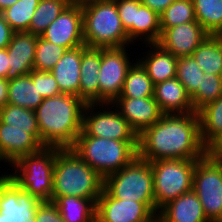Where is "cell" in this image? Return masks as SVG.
<instances>
[{
  "label": "cell",
  "mask_w": 222,
  "mask_h": 222,
  "mask_svg": "<svg viewBox=\"0 0 222 222\" xmlns=\"http://www.w3.org/2000/svg\"><path fill=\"white\" fill-rule=\"evenodd\" d=\"M205 155L198 112L163 114L138 135V157L145 161L199 160Z\"/></svg>",
  "instance_id": "obj_1"
},
{
  "label": "cell",
  "mask_w": 222,
  "mask_h": 222,
  "mask_svg": "<svg viewBox=\"0 0 222 222\" xmlns=\"http://www.w3.org/2000/svg\"><path fill=\"white\" fill-rule=\"evenodd\" d=\"M86 103L78 96L59 94L44 98L35 109L40 144L61 149L71 148L82 131Z\"/></svg>",
  "instance_id": "obj_2"
},
{
  "label": "cell",
  "mask_w": 222,
  "mask_h": 222,
  "mask_svg": "<svg viewBox=\"0 0 222 222\" xmlns=\"http://www.w3.org/2000/svg\"><path fill=\"white\" fill-rule=\"evenodd\" d=\"M104 189V178L85 163L71 148L59 149L53 172L51 201L60 196L98 199Z\"/></svg>",
  "instance_id": "obj_3"
},
{
  "label": "cell",
  "mask_w": 222,
  "mask_h": 222,
  "mask_svg": "<svg viewBox=\"0 0 222 222\" xmlns=\"http://www.w3.org/2000/svg\"><path fill=\"white\" fill-rule=\"evenodd\" d=\"M81 7L86 46L111 48L133 45L122 26L116 0H92L81 4Z\"/></svg>",
  "instance_id": "obj_4"
},
{
  "label": "cell",
  "mask_w": 222,
  "mask_h": 222,
  "mask_svg": "<svg viewBox=\"0 0 222 222\" xmlns=\"http://www.w3.org/2000/svg\"><path fill=\"white\" fill-rule=\"evenodd\" d=\"M71 149L105 179L138 156V141L87 136L81 131Z\"/></svg>",
  "instance_id": "obj_5"
},
{
  "label": "cell",
  "mask_w": 222,
  "mask_h": 222,
  "mask_svg": "<svg viewBox=\"0 0 222 222\" xmlns=\"http://www.w3.org/2000/svg\"><path fill=\"white\" fill-rule=\"evenodd\" d=\"M59 149L44 146L37 152L22 156L7 169L6 175L40 201H51L55 158Z\"/></svg>",
  "instance_id": "obj_6"
},
{
  "label": "cell",
  "mask_w": 222,
  "mask_h": 222,
  "mask_svg": "<svg viewBox=\"0 0 222 222\" xmlns=\"http://www.w3.org/2000/svg\"><path fill=\"white\" fill-rule=\"evenodd\" d=\"M104 189L114 198L144 202L155 211L152 167L138 156L121 170L104 179Z\"/></svg>",
  "instance_id": "obj_7"
},
{
  "label": "cell",
  "mask_w": 222,
  "mask_h": 222,
  "mask_svg": "<svg viewBox=\"0 0 222 222\" xmlns=\"http://www.w3.org/2000/svg\"><path fill=\"white\" fill-rule=\"evenodd\" d=\"M150 164L153 173L155 211L192 190L196 160L160 159Z\"/></svg>",
  "instance_id": "obj_8"
},
{
  "label": "cell",
  "mask_w": 222,
  "mask_h": 222,
  "mask_svg": "<svg viewBox=\"0 0 222 222\" xmlns=\"http://www.w3.org/2000/svg\"><path fill=\"white\" fill-rule=\"evenodd\" d=\"M82 131L87 136L118 141H138L137 133L118 110L109 103L85 105Z\"/></svg>",
  "instance_id": "obj_9"
},
{
  "label": "cell",
  "mask_w": 222,
  "mask_h": 222,
  "mask_svg": "<svg viewBox=\"0 0 222 222\" xmlns=\"http://www.w3.org/2000/svg\"><path fill=\"white\" fill-rule=\"evenodd\" d=\"M131 46L135 45L101 48L99 103L112 104L120 96L127 71L136 59L133 57H137V52H131Z\"/></svg>",
  "instance_id": "obj_10"
},
{
  "label": "cell",
  "mask_w": 222,
  "mask_h": 222,
  "mask_svg": "<svg viewBox=\"0 0 222 222\" xmlns=\"http://www.w3.org/2000/svg\"><path fill=\"white\" fill-rule=\"evenodd\" d=\"M192 190L198 196L209 222H222V169L205 155L196 160Z\"/></svg>",
  "instance_id": "obj_11"
},
{
  "label": "cell",
  "mask_w": 222,
  "mask_h": 222,
  "mask_svg": "<svg viewBox=\"0 0 222 222\" xmlns=\"http://www.w3.org/2000/svg\"><path fill=\"white\" fill-rule=\"evenodd\" d=\"M40 202L7 175L0 177V222H35Z\"/></svg>",
  "instance_id": "obj_12"
},
{
  "label": "cell",
  "mask_w": 222,
  "mask_h": 222,
  "mask_svg": "<svg viewBox=\"0 0 222 222\" xmlns=\"http://www.w3.org/2000/svg\"><path fill=\"white\" fill-rule=\"evenodd\" d=\"M41 37L66 50L83 46V10L81 4L71 3L46 28Z\"/></svg>",
  "instance_id": "obj_13"
},
{
  "label": "cell",
  "mask_w": 222,
  "mask_h": 222,
  "mask_svg": "<svg viewBox=\"0 0 222 222\" xmlns=\"http://www.w3.org/2000/svg\"><path fill=\"white\" fill-rule=\"evenodd\" d=\"M42 147L39 129L8 128L0 120V163L6 165V170L20 157L37 152Z\"/></svg>",
  "instance_id": "obj_14"
},
{
  "label": "cell",
  "mask_w": 222,
  "mask_h": 222,
  "mask_svg": "<svg viewBox=\"0 0 222 222\" xmlns=\"http://www.w3.org/2000/svg\"><path fill=\"white\" fill-rule=\"evenodd\" d=\"M208 35L196 20L161 31L160 38L156 44L177 58L192 56L194 50Z\"/></svg>",
  "instance_id": "obj_15"
},
{
  "label": "cell",
  "mask_w": 222,
  "mask_h": 222,
  "mask_svg": "<svg viewBox=\"0 0 222 222\" xmlns=\"http://www.w3.org/2000/svg\"><path fill=\"white\" fill-rule=\"evenodd\" d=\"M152 212L144 202L117 199L105 189L96 202V222H137Z\"/></svg>",
  "instance_id": "obj_16"
},
{
  "label": "cell",
  "mask_w": 222,
  "mask_h": 222,
  "mask_svg": "<svg viewBox=\"0 0 222 222\" xmlns=\"http://www.w3.org/2000/svg\"><path fill=\"white\" fill-rule=\"evenodd\" d=\"M112 105L126 119L137 135L155 124L163 115L154 96L144 98L118 97Z\"/></svg>",
  "instance_id": "obj_17"
},
{
  "label": "cell",
  "mask_w": 222,
  "mask_h": 222,
  "mask_svg": "<svg viewBox=\"0 0 222 222\" xmlns=\"http://www.w3.org/2000/svg\"><path fill=\"white\" fill-rule=\"evenodd\" d=\"M38 35L30 32H15L6 47L9 59V70L6 79L11 80L27 75L34 70V58Z\"/></svg>",
  "instance_id": "obj_18"
},
{
  "label": "cell",
  "mask_w": 222,
  "mask_h": 222,
  "mask_svg": "<svg viewBox=\"0 0 222 222\" xmlns=\"http://www.w3.org/2000/svg\"><path fill=\"white\" fill-rule=\"evenodd\" d=\"M146 49L144 53L138 55L137 60L145 68L152 83L155 85L159 82L169 80L176 77V68L178 58L172 53L163 50L158 44H144L142 47ZM148 48V49H147ZM141 57V58H140Z\"/></svg>",
  "instance_id": "obj_19"
},
{
  "label": "cell",
  "mask_w": 222,
  "mask_h": 222,
  "mask_svg": "<svg viewBox=\"0 0 222 222\" xmlns=\"http://www.w3.org/2000/svg\"><path fill=\"white\" fill-rule=\"evenodd\" d=\"M154 98L163 114L194 112L190 95L176 77L155 84Z\"/></svg>",
  "instance_id": "obj_20"
},
{
  "label": "cell",
  "mask_w": 222,
  "mask_h": 222,
  "mask_svg": "<svg viewBox=\"0 0 222 222\" xmlns=\"http://www.w3.org/2000/svg\"><path fill=\"white\" fill-rule=\"evenodd\" d=\"M101 48L82 46L79 97L86 103H99Z\"/></svg>",
  "instance_id": "obj_21"
},
{
  "label": "cell",
  "mask_w": 222,
  "mask_h": 222,
  "mask_svg": "<svg viewBox=\"0 0 222 222\" xmlns=\"http://www.w3.org/2000/svg\"><path fill=\"white\" fill-rule=\"evenodd\" d=\"M161 222H209L202 204L191 190L159 209Z\"/></svg>",
  "instance_id": "obj_22"
},
{
  "label": "cell",
  "mask_w": 222,
  "mask_h": 222,
  "mask_svg": "<svg viewBox=\"0 0 222 222\" xmlns=\"http://www.w3.org/2000/svg\"><path fill=\"white\" fill-rule=\"evenodd\" d=\"M82 46L68 49L50 71L62 94L79 97Z\"/></svg>",
  "instance_id": "obj_23"
},
{
  "label": "cell",
  "mask_w": 222,
  "mask_h": 222,
  "mask_svg": "<svg viewBox=\"0 0 222 222\" xmlns=\"http://www.w3.org/2000/svg\"><path fill=\"white\" fill-rule=\"evenodd\" d=\"M160 35L161 29L159 15L148 6L142 5L140 0H135L133 44L136 43V50L138 51L139 46L142 44L157 43ZM137 43L139 45H137Z\"/></svg>",
  "instance_id": "obj_24"
},
{
  "label": "cell",
  "mask_w": 222,
  "mask_h": 222,
  "mask_svg": "<svg viewBox=\"0 0 222 222\" xmlns=\"http://www.w3.org/2000/svg\"><path fill=\"white\" fill-rule=\"evenodd\" d=\"M76 196H60L54 203L65 222H96V202Z\"/></svg>",
  "instance_id": "obj_25"
},
{
  "label": "cell",
  "mask_w": 222,
  "mask_h": 222,
  "mask_svg": "<svg viewBox=\"0 0 222 222\" xmlns=\"http://www.w3.org/2000/svg\"><path fill=\"white\" fill-rule=\"evenodd\" d=\"M43 99L37 89V81H32L29 74L9 80L7 104L35 111Z\"/></svg>",
  "instance_id": "obj_26"
},
{
  "label": "cell",
  "mask_w": 222,
  "mask_h": 222,
  "mask_svg": "<svg viewBox=\"0 0 222 222\" xmlns=\"http://www.w3.org/2000/svg\"><path fill=\"white\" fill-rule=\"evenodd\" d=\"M192 56L204 74L222 76V37L208 35L194 50Z\"/></svg>",
  "instance_id": "obj_27"
},
{
  "label": "cell",
  "mask_w": 222,
  "mask_h": 222,
  "mask_svg": "<svg viewBox=\"0 0 222 222\" xmlns=\"http://www.w3.org/2000/svg\"><path fill=\"white\" fill-rule=\"evenodd\" d=\"M154 96V84L145 68L136 59L127 71L119 97L144 98Z\"/></svg>",
  "instance_id": "obj_28"
},
{
  "label": "cell",
  "mask_w": 222,
  "mask_h": 222,
  "mask_svg": "<svg viewBox=\"0 0 222 222\" xmlns=\"http://www.w3.org/2000/svg\"><path fill=\"white\" fill-rule=\"evenodd\" d=\"M201 141L207 147L222 133V95L198 111Z\"/></svg>",
  "instance_id": "obj_29"
},
{
  "label": "cell",
  "mask_w": 222,
  "mask_h": 222,
  "mask_svg": "<svg viewBox=\"0 0 222 222\" xmlns=\"http://www.w3.org/2000/svg\"><path fill=\"white\" fill-rule=\"evenodd\" d=\"M195 17L209 35L222 34V0H193Z\"/></svg>",
  "instance_id": "obj_30"
},
{
  "label": "cell",
  "mask_w": 222,
  "mask_h": 222,
  "mask_svg": "<svg viewBox=\"0 0 222 222\" xmlns=\"http://www.w3.org/2000/svg\"><path fill=\"white\" fill-rule=\"evenodd\" d=\"M70 4V0H40L29 25V32L41 36Z\"/></svg>",
  "instance_id": "obj_31"
},
{
  "label": "cell",
  "mask_w": 222,
  "mask_h": 222,
  "mask_svg": "<svg viewBox=\"0 0 222 222\" xmlns=\"http://www.w3.org/2000/svg\"><path fill=\"white\" fill-rule=\"evenodd\" d=\"M40 0H19L1 13L5 21L15 32H29L34 12Z\"/></svg>",
  "instance_id": "obj_32"
},
{
  "label": "cell",
  "mask_w": 222,
  "mask_h": 222,
  "mask_svg": "<svg viewBox=\"0 0 222 222\" xmlns=\"http://www.w3.org/2000/svg\"><path fill=\"white\" fill-rule=\"evenodd\" d=\"M160 29L196 21L193 0H175L160 15Z\"/></svg>",
  "instance_id": "obj_33"
},
{
  "label": "cell",
  "mask_w": 222,
  "mask_h": 222,
  "mask_svg": "<svg viewBox=\"0 0 222 222\" xmlns=\"http://www.w3.org/2000/svg\"><path fill=\"white\" fill-rule=\"evenodd\" d=\"M203 70L193 56L178 57L176 78L186 88L190 97L201 86Z\"/></svg>",
  "instance_id": "obj_34"
},
{
  "label": "cell",
  "mask_w": 222,
  "mask_h": 222,
  "mask_svg": "<svg viewBox=\"0 0 222 222\" xmlns=\"http://www.w3.org/2000/svg\"><path fill=\"white\" fill-rule=\"evenodd\" d=\"M222 95V76L203 74L201 86L191 96L194 112H198L205 105L216 101Z\"/></svg>",
  "instance_id": "obj_35"
},
{
  "label": "cell",
  "mask_w": 222,
  "mask_h": 222,
  "mask_svg": "<svg viewBox=\"0 0 222 222\" xmlns=\"http://www.w3.org/2000/svg\"><path fill=\"white\" fill-rule=\"evenodd\" d=\"M0 120L8 128L39 129L35 111L12 104L0 108Z\"/></svg>",
  "instance_id": "obj_36"
},
{
  "label": "cell",
  "mask_w": 222,
  "mask_h": 222,
  "mask_svg": "<svg viewBox=\"0 0 222 222\" xmlns=\"http://www.w3.org/2000/svg\"><path fill=\"white\" fill-rule=\"evenodd\" d=\"M66 49L38 36L33 68L36 71H51Z\"/></svg>",
  "instance_id": "obj_37"
},
{
  "label": "cell",
  "mask_w": 222,
  "mask_h": 222,
  "mask_svg": "<svg viewBox=\"0 0 222 222\" xmlns=\"http://www.w3.org/2000/svg\"><path fill=\"white\" fill-rule=\"evenodd\" d=\"M32 81H37V89L43 98H49L61 94L58 83L50 71L32 70L28 73Z\"/></svg>",
  "instance_id": "obj_38"
},
{
  "label": "cell",
  "mask_w": 222,
  "mask_h": 222,
  "mask_svg": "<svg viewBox=\"0 0 222 222\" xmlns=\"http://www.w3.org/2000/svg\"><path fill=\"white\" fill-rule=\"evenodd\" d=\"M119 17L129 41L133 44V22L135 16V0H116Z\"/></svg>",
  "instance_id": "obj_39"
},
{
  "label": "cell",
  "mask_w": 222,
  "mask_h": 222,
  "mask_svg": "<svg viewBox=\"0 0 222 222\" xmlns=\"http://www.w3.org/2000/svg\"><path fill=\"white\" fill-rule=\"evenodd\" d=\"M35 222H65L53 201H41L35 211Z\"/></svg>",
  "instance_id": "obj_40"
},
{
  "label": "cell",
  "mask_w": 222,
  "mask_h": 222,
  "mask_svg": "<svg viewBox=\"0 0 222 222\" xmlns=\"http://www.w3.org/2000/svg\"><path fill=\"white\" fill-rule=\"evenodd\" d=\"M15 31L5 21L3 14L0 12V49L6 48Z\"/></svg>",
  "instance_id": "obj_41"
},
{
  "label": "cell",
  "mask_w": 222,
  "mask_h": 222,
  "mask_svg": "<svg viewBox=\"0 0 222 222\" xmlns=\"http://www.w3.org/2000/svg\"><path fill=\"white\" fill-rule=\"evenodd\" d=\"M175 0H140L142 5L148 6L151 10L160 15Z\"/></svg>",
  "instance_id": "obj_42"
},
{
  "label": "cell",
  "mask_w": 222,
  "mask_h": 222,
  "mask_svg": "<svg viewBox=\"0 0 222 222\" xmlns=\"http://www.w3.org/2000/svg\"><path fill=\"white\" fill-rule=\"evenodd\" d=\"M216 153H222V133L206 147V155L209 158H212Z\"/></svg>",
  "instance_id": "obj_43"
},
{
  "label": "cell",
  "mask_w": 222,
  "mask_h": 222,
  "mask_svg": "<svg viewBox=\"0 0 222 222\" xmlns=\"http://www.w3.org/2000/svg\"><path fill=\"white\" fill-rule=\"evenodd\" d=\"M9 68L10 66L7 49H0V78L6 79V74Z\"/></svg>",
  "instance_id": "obj_44"
},
{
  "label": "cell",
  "mask_w": 222,
  "mask_h": 222,
  "mask_svg": "<svg viewBox=\"0 0 222 222\" xmlns=\"http://www.w3.org/2000/svg\"><path fill=\"white\" fill-rule=\"evenodd\" d=\"M8 86L9 80L0 78V108L4 107L8 102Z\"/></svg>",
  "instance_id": "obj_45"
},
{
  "label": "cell",
  "mask_w": 222,
  "mask_h": 222,
  "mask_svg": "<svg viewBox=\"0 0 222 222\" xmlns=\"http://www.w3.org/2000/svg\"><path fill=\"white\" fill-rule=\"evenodd\" d=\"M137 222H161L159 211H153L147 218H144Z\"/></svg>",
  "instance_id": "obj_46"
},
{
  "label": "cell",
  "mask_w": 222,
  "mask_h": 222,
  "mask_svg": "<svg viewBox=\"0 0 222 222\" xmlns=\"http://www.w3.org/2000/svg\"><path fill=\"white\" fill-rule=\"evenodd\" d=\"M19 0H0V12L4 9L12 6L14 3L18 2Z\"/></svg>",
  "instance_id": "obj_47"
},
{
  "label": "cell",
  "mask_w": 222,
  "mask_h": 222,
  "mask_svg": "<svg viewBox=\"0 0 222 222\" xmlns=\"http://www.w3.org/2000/svg\"><path fill=\"white\" fill-rule=\"evenodd\" d=\"M212 159H214L215 162H222V153H216Z\"/></svg>",
  "instance_id": "obj_48"
},
{
  "label": "cell",
  "mask_w": 222,
  "mask_h": 222,
  "mask_svg": "<svg viewBox=\"0 0 222 222\" xmlns=\"http://www.w3.org/2000/svg\"><path fill=\"white\" fill-rule=\"evenodd\" d=\"M88 1H92V0H70V2L73 4H83Z\"/></svg>",
  "instance_id": "obj_49"
},
{
  "label": "cell",
  "mask_w": 222,
  "mask_h": 222,
  "mask_svg": "<svg viewBox=\"0 0 222 222\" xmlns=\"http://www.w3.org/2000/svg\"><path fill=\"white\" fill-rule=\"evenodd\" d=\"M2 167L4 168L5 166H2L1 163H0V168L2 169ZM1 169H0V173H1L2 171H3V172L0 174V177L6 175V169H2V170H1Z\"/></svg>",
  "instance_id": "obj_50"
},
{
  "label": "cell",
  "mask_w": 222,
  "mask_h": 222,
  "mask_svg": "<svg viewBox=\"0 0 222 222\" xmlns=\"http://www.w3.org/2000/svg\"><path fill=\"white\" fill-rule=\"evenodd\" d=\"M218 165H219V167L222 169V162H216Z\"/></svg>",
  "instance_id": "obj_51"
}]
</instances>
